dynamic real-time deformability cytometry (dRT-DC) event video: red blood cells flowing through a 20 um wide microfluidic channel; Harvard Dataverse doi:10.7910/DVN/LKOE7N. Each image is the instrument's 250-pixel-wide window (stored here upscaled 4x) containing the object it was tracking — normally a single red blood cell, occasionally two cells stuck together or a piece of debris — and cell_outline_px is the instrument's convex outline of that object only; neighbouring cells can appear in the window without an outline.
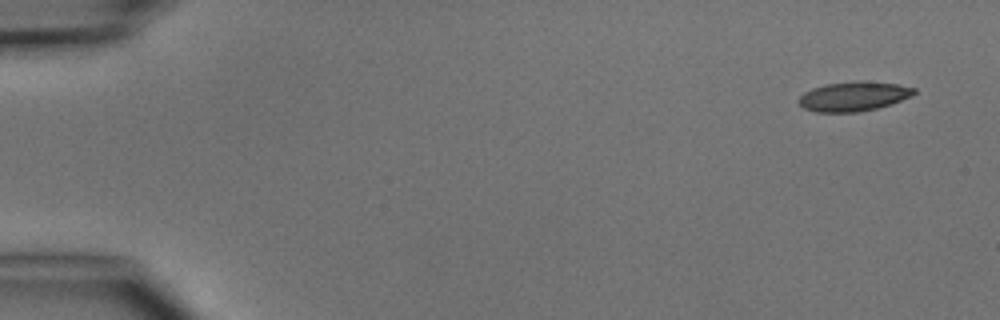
{"species": "common noctule bat (a hibernating species)", "species_latin": "Nyctalus noctula", "temperature_condition": "cold", "stored_images_in_passage": 5, "camera_frame_rate_fps": 3000, "um_per_image_px": 0.085, "animal": {"sex": "male", "body_mass_g": 15.6}, "frame": {"image": 1, "passage_image": 1, "time_ms": 0.0, "image_size_px": [1000, 320], "cell_outline_px": [[916, 92], [912, 96], [892, 104], [876, 108], [856, 112], [816, 112], [804, 108], [800, 104], [800, 96], [804, 92], [812, 88], [824, 84], [856, 80], [864, 80], [896, 84], [916, 88]], "centroid_in_image_um": [72.58, 8.17], "position_along_channel_um": 12.4, "area_um2": 19.94}}
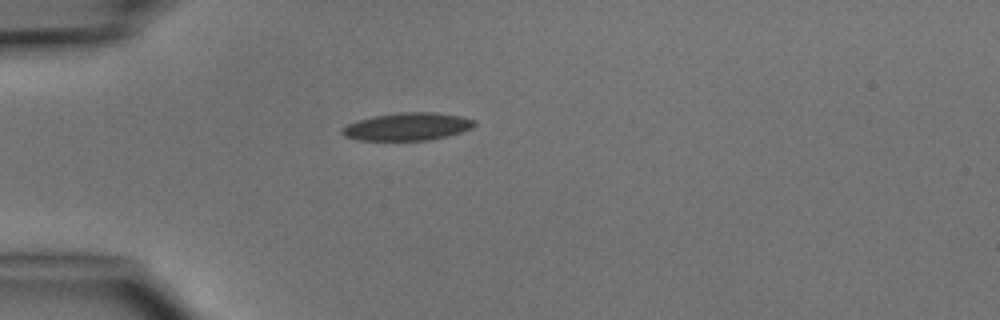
{"frame": {"image": 2, "passage_image": 4, "time_ms": 3.667, "image_size_px": [1000, 320], "cell_outline_px": [[476, 124], [472, 128], [448, 136], [428, 140], [356, 140], [344, 136], [340, 132], [340, 128], [356, 120], [372, 116], [400, 112], [436, 112], [460, 116], [476, 120]], "centroid_in_image_um": [34.6, 10.76], "position_along_channel_um": 50.4, "area_um2": 21.56}}